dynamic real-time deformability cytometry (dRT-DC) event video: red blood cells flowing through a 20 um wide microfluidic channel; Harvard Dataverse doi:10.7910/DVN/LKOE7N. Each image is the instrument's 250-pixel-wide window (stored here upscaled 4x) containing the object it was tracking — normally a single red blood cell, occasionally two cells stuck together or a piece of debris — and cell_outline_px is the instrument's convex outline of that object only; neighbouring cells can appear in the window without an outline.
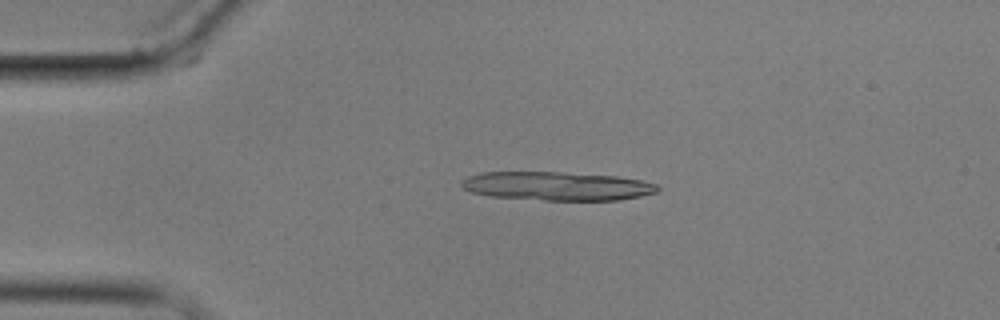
{"species": "common noctule bat (a hibernating species)", "species_latin": "Nyctalus noctula", "temperature_condition": "cold", "stored_images_in_passage": 4, "camera_frame_rate_fps": 3000, "um_per_image_px": 0.085, "animal": {"sex": "male", "body_mass_g": 17.9}, "frame": {"image": 1, "passage_image": 3, "time_ms": 2.333, "image_size_px": [1000, 320], "cell_outline_px": [[660, 188], [656, 192], [640, 196], [620, 200], [544, 200], [492, 196], [472, 192], [464, 188], [460, 184], [460, 180], [468, 176], [480, 172], [564, 172], [616, 176], [640, 180], [656, 184]], "centroid_in_image_um": [47.32, 15.81], "position_along_channel_um": 37.7, "area_um2": 32.71}}